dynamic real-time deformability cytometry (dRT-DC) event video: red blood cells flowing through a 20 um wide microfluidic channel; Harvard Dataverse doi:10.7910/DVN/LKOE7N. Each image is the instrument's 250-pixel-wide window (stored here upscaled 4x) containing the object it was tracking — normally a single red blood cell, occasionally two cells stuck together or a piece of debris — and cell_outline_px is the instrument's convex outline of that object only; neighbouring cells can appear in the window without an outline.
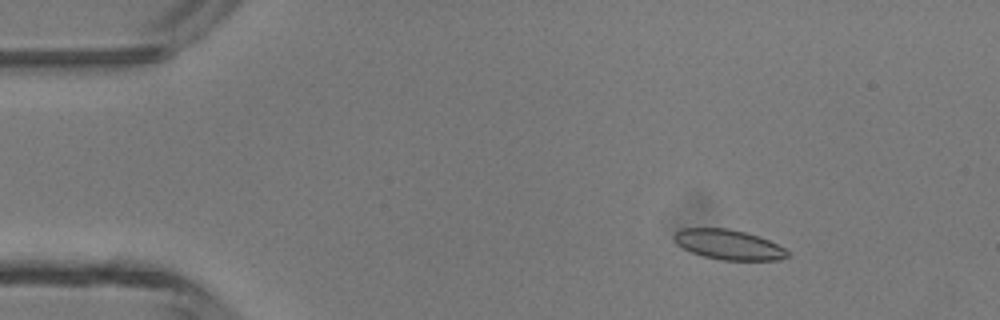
{"species": "common noctule bat (a hibernating species)", "species_latin": "Nyctalus noctula", "temperature_condition": "room temperature", "stored_images_in_passage": 47, "camera_frame_rate_fps": 3000, "um_per_image_px": 0.085, "animal": {"sex": "male", "body_mass_g": 13.3}, "frame": {"image": 1, "passage_image": 7, "time_ms": 2.0, "image_size_px": [1000, 320], "cell_outline_px": [[788, 256], [780, 260], [720, 260], [704, 256], [692, 252], [676, 244], [672, 236], [680, 228], [728, 228], [744, 232], [768, 240], [784, 248], [788, 252]], "centroid_in_image_um": [61.89, 20.79], "position_along_channel_um": 23.1, "area_um2": 19.65}}
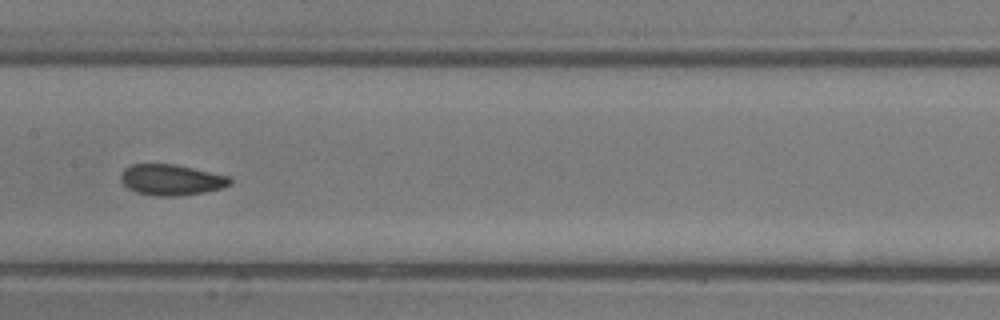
{"frame": {"image": 2, "passage_image": 24, "time_ms": 7.667, "image_size_px": [1000, 320], "cell_outline_px": [[232, 184], [224, 188], [204, 192], [176, 196], [160, 196], [136, 192], [128, 188], [120, 180], [120, 176], [124, 168], [132, 164], [172, 164], [192, 168], [228, 176], [232, 180]], "centroid_in_image_um": [14.56, 15.29], "position_along_channel_um": 192.8, "area_um2": 19.54}}
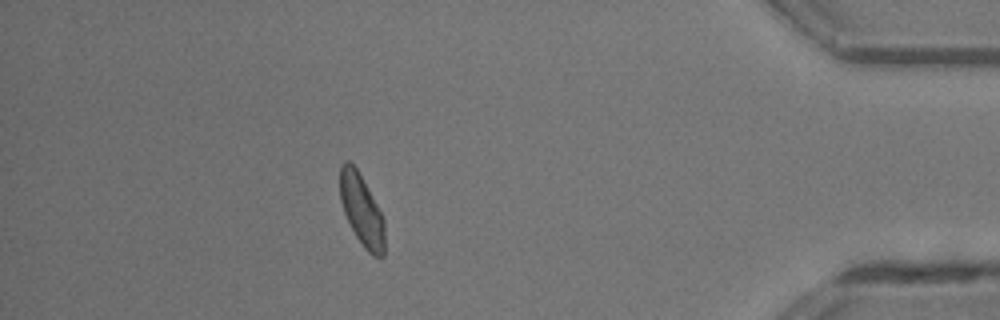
{"frame": {"image": 3, "passage_image": 42, "time_ms": 13.667, "image_size_px": [1000, 320], "cell_outline_px": [[384, 256], [380, 260], [372, 256], [364, 248], [356, 236], [344, 212], [340, 200], [340, 164], [344, 160], [348, 160], [356, 168], [376, 204], [384, 220]], "centroid_in_image_um": [30.74, 17.9], "position_along_channel_um": 404.5, "area_um2": 18.38}, "authors_computed_cell_mechanics": {"area_um2": 19.5364, "velocity_mm_per_s": 4.3509, "shape_relaxation_time_tau1_ms": 3.3702, "shape_relaxation_time_tau2_ms": null, "deformation_change_tau1": 0.0916, "deformation_change_tau2": null}}